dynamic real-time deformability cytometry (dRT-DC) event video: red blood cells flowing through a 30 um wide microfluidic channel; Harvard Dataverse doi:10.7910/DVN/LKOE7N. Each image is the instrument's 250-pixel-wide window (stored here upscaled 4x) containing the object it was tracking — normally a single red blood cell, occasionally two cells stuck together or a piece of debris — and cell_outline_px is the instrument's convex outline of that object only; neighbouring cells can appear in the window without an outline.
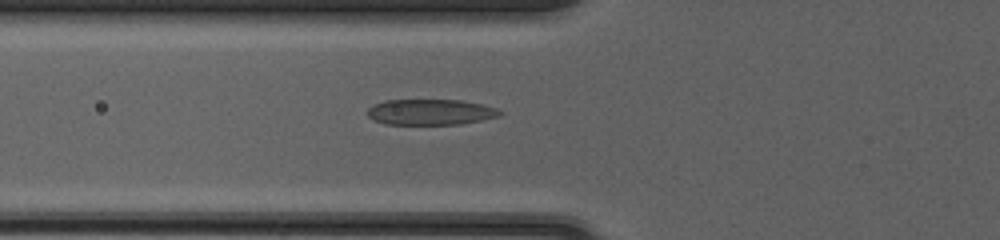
{"species": "common noctule bat (a hibernating species)", "species_latin": "Nyctalus noctula", "temperature_condition": "cold", "stored_images_in_passage": 37, "camera_frame_rate_fps": 3000, "um_per_image_px": 0.085, "animal": {"sex": "female", "body_mass_g": 20.0, "forearm_length_mm": 54.0}, "frame": {"image": 1, "passage_image": 6, "time_ms": 1.667, "image_size_px": [1000, 240], "cell_outline_px": [[504, 112], [500, 116], [460, 124], [384, 124], [368, 116], [368, 108], [372, 104], [384, 100], [460, 100], [484, 104], [496, 108]], "centroid_in_image_um": [36.61, 9.51], "position_along_channel_um": 89.2, "area_um2": 19.88}}
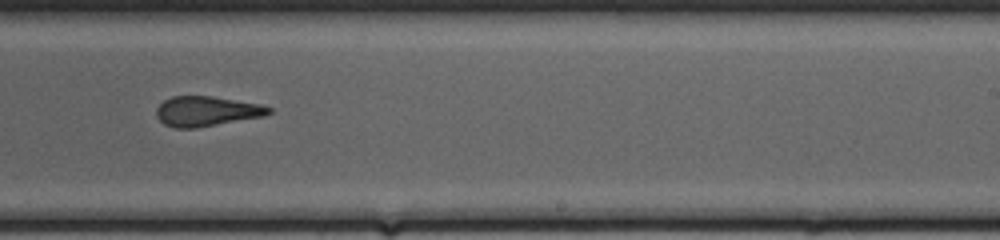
{"frame": {"image": 2, "passage_image": 19, "time_ms": 6.0, "image_size_px": [1000, 240], "cell_outline_px": [[272, 112], [264, 116], [196, 128], [176, 128], [164, 124], [156, 116], [156, 108], [164, 100], [172, 96], [212, 96], [260, 104], [272, 108]], "centroid_in_image_um": [17.55, 9.45], "position_along_channel_um": 271.4, "area_um2": 19.59}}
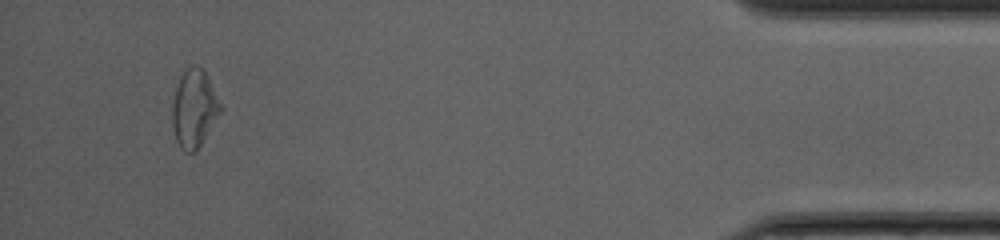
{"frame": {"image": 3, "passage_image": 34, "time_ms": 11.0, "image_size_px": [1000, 240], "cell_outline_px": [[224, 108], [196, 152], [184, 152], [180, 148], [176, 140], [172, 124], [172, 104], [176, 88], [180, 76], [192, 64], [204, 68]], "centroid_in_image_um": [16.52, 9.22], "position_along_channel_um": 418.7, "area_um2": 22.14}}